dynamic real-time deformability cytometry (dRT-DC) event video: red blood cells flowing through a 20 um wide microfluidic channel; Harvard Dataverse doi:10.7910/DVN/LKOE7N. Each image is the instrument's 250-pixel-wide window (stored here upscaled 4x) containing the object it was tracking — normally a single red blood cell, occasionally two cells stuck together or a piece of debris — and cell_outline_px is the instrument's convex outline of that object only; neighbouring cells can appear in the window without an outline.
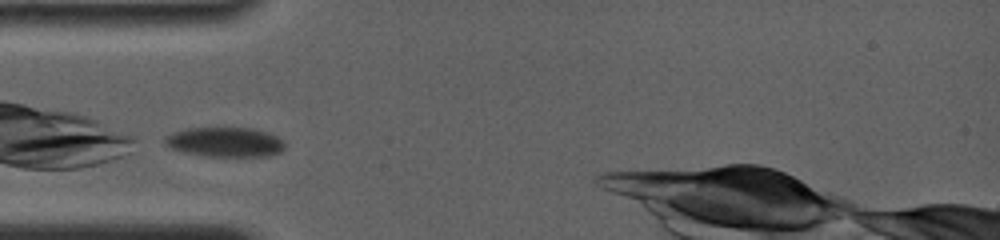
{"species": "common noctule bat (a hibernating species)", "species_latin": "Nyctalus noctula", "temperature_condition": "room temperature", "stored_images_in_passage": 20, "camera_frame_rate_fps": 4000, "um_per_image_px": 0.085, "animal": {"sex": "female", "body_mass_g": 19.0, "forearm_length_mm": 56.7}, "frame": {"image": 1, "passage_image": 1, "time_ms": 0.0, "image_size_px": [1000, 240], "cell_outline_px": [[284, 148], [280, 152], [268, 156], [204, 156], [172, 148], [164, 144], [164, 136], [188, 128], [252, 128], [268, 132], [276, 136], [284, 144]], "centroid_in_image_um": [19.13, 12.07], "position_along_channel_um": 65.9, "area_um2": 20.46}}
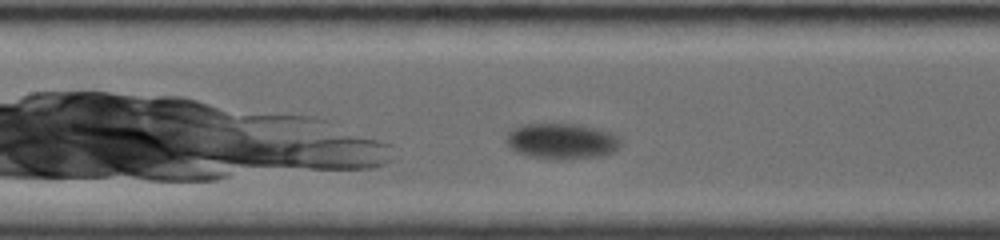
{"frame": {"image": 2, "passage_image": 7, "time_ms": 2.75, "image_size_px": [1000, 240], "cell_outline_px": [[620, 148], [616, 152], [600, 156], [560, 160], [552, 160], [528, 156], [516, 152], [508, 144], [508, 132], [516, 128], [528, 124], [572, 124], [592, 128], [616, 136], [620, 140]], "centroid_in_image_um": [47.75, 12.04], "position_along_channel_um": 159.6, "area_um2": 23.41}}
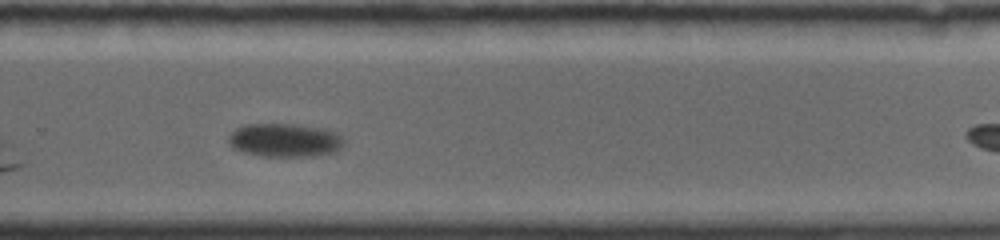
{"frame": {"image": 3, "passage_image": 17, "time_ms": 7.0, "image_size_px": [1000, 240], "cell_outline_px": [[344, 144], [336, 152], [304, 156], [260, 156], [240, 152], [232, 148], [228, 144], [228, 136], [236, 128], [248, 124], [288, 124], [320, 128], [332, 132], [340, 136], [344, 140]], "centroid_in_image_um": [24.12, 11.93], "position_along_channel_um": 305.7, "area_um2": 22.37}}